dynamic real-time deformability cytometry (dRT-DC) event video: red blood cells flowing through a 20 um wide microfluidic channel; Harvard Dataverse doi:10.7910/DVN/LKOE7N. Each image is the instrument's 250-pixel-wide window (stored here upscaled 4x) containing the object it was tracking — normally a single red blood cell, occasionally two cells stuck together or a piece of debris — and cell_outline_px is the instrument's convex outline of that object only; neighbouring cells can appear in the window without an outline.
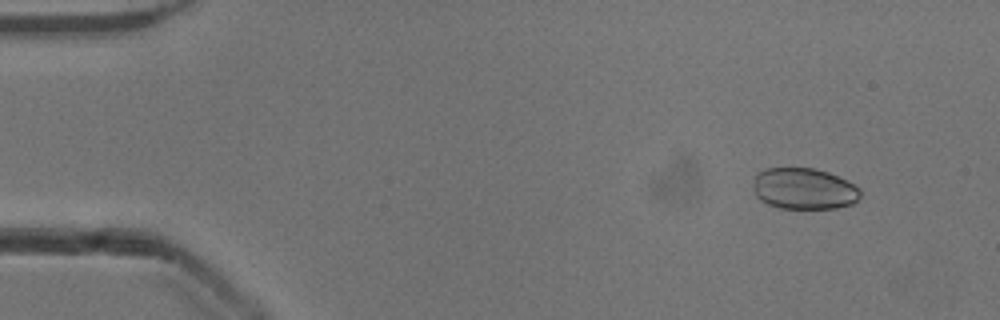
{"species": "common noctule bat (a hibernating species)", "species_latin": "Nyctalus noctula", "temperature_condition": "cold", "stored_images_in_passage": 50, "camera_frame_rate_fps": 3000, "um_per_image_px": 0.085, "animal": {"sex": "male", "body_mass_g": 13.3}, "frame": {"image": 1, "passage_image": 3, "time_ms": 0.667, "image_size_px": [1000, 320], "cell_outline_px": [[860, 196], [852, 204], [836, 208], [780, 208], [768, 204], [760, 200], [752, 192], [752, 188], [756, 172], [768, 168], [812, 168], [828, 172], [860, 188]], "centroid_in_image_um": [68.28, 16.04], "position_along_channel_um": 16.7, "area_um2": 25.78}}
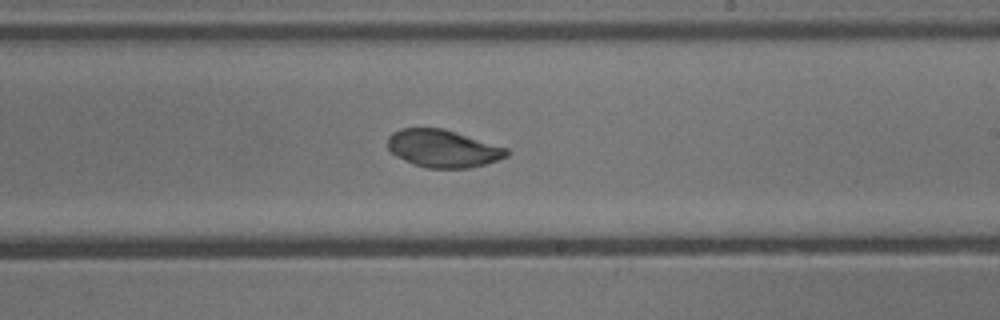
{"frame": {"image": 2, "passage_image": 29, "time_ms": 9.333, "image_size_px": [1000, 320], "cell_outline_px": [[512, 152], [508, 156], [484, 164], [468, 168], [428, 168], [412, 164], [396, 156], [388, 148], [388, 136], [392, 132], [400, 128], [444, 128], [508, 148]], "centroid_in_image_um": [37.66, 12.62], "position_along_channel_um": 251.3, "area_um2": 26.18}}
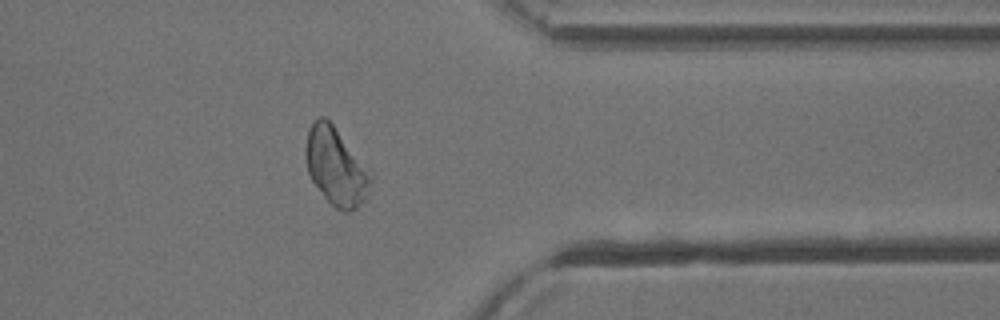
{"frame": {"image": 3, "passage_image": 40, "time_ms": 13.0, "image_size_px": [1000, 320], "cell_outline_px": [[372, 180], [364, 200], [356, 208], [348, 212], [344, 212], [336, 208], [324, 196], [312, 180], [308, 172], [304, 152], [308, 128], [320, 116], [324, 116], [332, 124], [372, 172]], "centroid_in_image_um": [28.55, 14.16], "position_along_channel_um": 382.9, "area_um2": 29.07}, "authors_computed_cell_mechanics": {"area_um2": 27.1371, "velocity_mm_per_s": 3.9084, "shape_relaxation_time_tau1_ms": 0.6138, "shape_relaxation_time_tau2_ms": 1.5205, "deformation_change_tau1": 0.0126, "deformation_change_tau2": 0.0389}}